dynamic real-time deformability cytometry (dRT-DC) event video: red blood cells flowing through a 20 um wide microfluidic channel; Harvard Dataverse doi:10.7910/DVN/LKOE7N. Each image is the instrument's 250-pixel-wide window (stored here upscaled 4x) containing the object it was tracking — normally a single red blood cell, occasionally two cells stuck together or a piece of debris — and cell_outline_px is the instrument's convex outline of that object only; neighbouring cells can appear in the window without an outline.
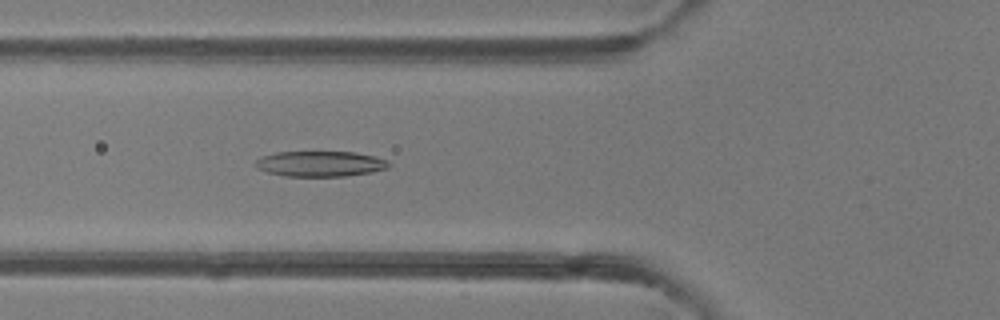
{"species": "common noctule bat (a hibernating species)", "species_latin": "Nyctalus noctula", "temperature_condition": "room temperature", "stored_images_in_passage": 48, "camera_frame_rate_fps": 3000, "um_per_image_px": 0.085, "animal": {"sex": "female"}, "frame": {"image": 1, "passage_image": 17, "time_ms": 5.333, "image_size_px": [1000, 320], "cell_outline_px": [[392, 164], [388, 168], [372, 172], [344, 176], [284, 176], [268, 172], [256, 168], [256, 160], [260, 156], [276, 152], [356, 152], [376, 156], [388, 160]], "centroid_in_image_um": [27.25, 13.92], "position_along_channel_um": 98.5, "area_um2": 19.94}}
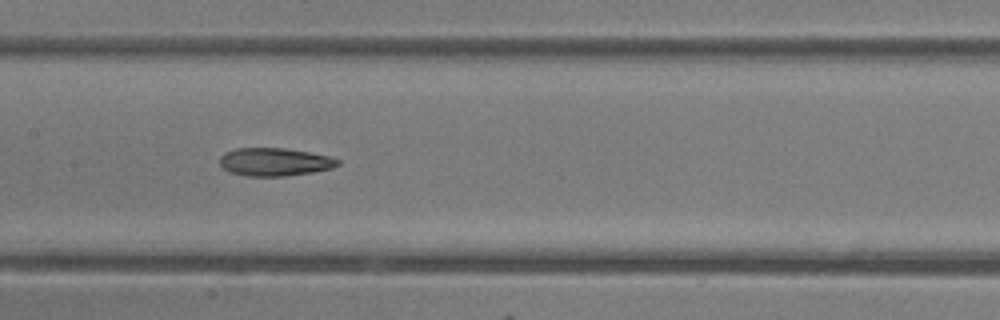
{"frame": {"image": 2, "passage_image": 23, "time_ms": 7.333, "image_size_px": [1000, 320], "cell_outline_px": [[340, 164], [332, 168], [312, 172], [284, 176], [248, 176], [228, 172], [220, 164], [220, 156], [224, 152], [236, 148], [284, 148], [308, 152], [328, 156], [340, 160]], "centroid_in_image_um": [23.32, 13.76], "position_along_channel_um": 184.1, "area_um2": 19.25}}
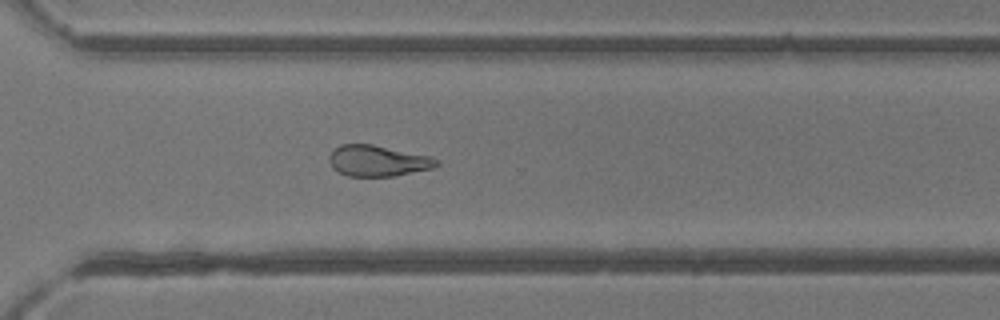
{"frame": {"image": 3, "passage_image": 34, "time_ms": 11.0, "image_size_px": [1000, 320], "cell_outline_px": [[440, 164], [432, 168], [392, 176], [348, 176], [332, 168], [328, 160], [328, 156], [340, 144], [372, 144], [432, 156], [440, 160]], "centroid_in_image_um": [32.12, 13.66], "position_along_channel_um": 338.5, "area_um2": 19.42}, "authors_computed_cell_mechanics": {"area_um2": 21.0392, "velocity_mm_per_s": 4.2287, "shape_relaxation_time_tau1_ms": 5.7442, "shape_relaxation_time_tau2_ms": 3.1002, "deformation_change_tau1": 0.1901, "deformation_change_tau2": 0.1334}}